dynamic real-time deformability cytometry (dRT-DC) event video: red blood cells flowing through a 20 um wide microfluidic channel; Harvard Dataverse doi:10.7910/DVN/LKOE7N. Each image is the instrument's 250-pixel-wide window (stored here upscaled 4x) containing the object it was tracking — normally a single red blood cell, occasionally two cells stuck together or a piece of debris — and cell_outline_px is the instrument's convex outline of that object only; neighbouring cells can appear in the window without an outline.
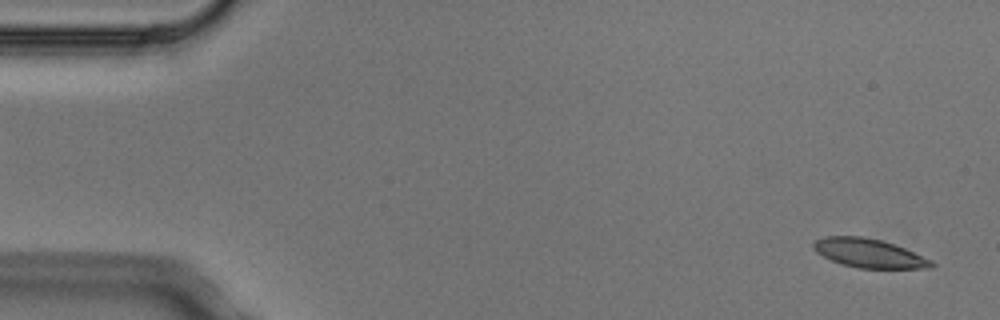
{"species": "Egyptian fruit bat (a non-hibernating species)", "species_latin": "Rousettus aegyptiacus", "temperature_condition": "cold", "stored_images_in_passage": 5, "segment_of_instrument_passage": [2, 2], "camera_frame_rate_fps": 3000, "um_per_image_px": 0.085, "animal": {"sex": "male"}, "frame": {"image": 1, "passage_image": 5, "time_ms": 1.333, "image_size_px": [1000, 320], "cell_outline_px": [[936, 264], [932, 268], [856, 268], [840, 264], [816, 252], [812, 248], [812, 244], [816, 240], [824, 236], [860, 236], [884, 240], [904, 248], [932, 260]], "centroid_in_image_um": [73.86, 21.52], "position_along_channel_um": 11.1, "area_um2": 19.94}}